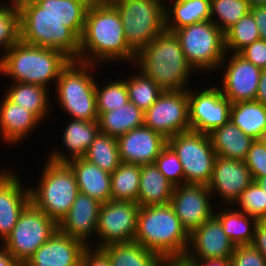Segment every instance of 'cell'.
<instances>
[{"mask_svg":"<svg viewBox=\"0 0 266 266\" xmlns=\"http://www.w3.org/2000/svg\"><path fill=\"white\" fill-rule=\"evenodd\" d=\"M76 60L100 64L98 67L116 61L133 66L136 53L125 40L120 15L112 4L90 3Z\"/></svg>","mask_w":266,"mask_h":266,"instance_id":"cell-1","label":"cell"},{"mask_svg":"<svg viewBox=\"0 0 266 266\" xmlns=\"http://www.w3.org/2000/svg\"><path fill=\"white\" fill-rule=\"evenodd\" d=\"M163 90H186L196 72L187 62L180 42L165 30L136 54L133 64Z\"/></svg>","mask_w":266,"mask_h":266,"instance_id":"cell-2","label":"cell"},{"mask_svg":"<svg viewBox=\"0 0 266 266\" xmlns=\"http://www.w3.org/2000/svg\"><path fill=\"white\" fill-rule=\"evenodd\" d=\"M134 242L159 255L163 260L183 259L189 233L170 204L140 207Z\"/></svg>","mask_w":266,"mask_h":266,"instance_id":"cell-3","label":"cell"},{"mask_svg":"<svg viewBox=\"0 0 266 266\" xmlns=\"http://www.w3.org/2000/svg\"><path fill=\"white\" fill-rule=\"evenodd\" d=\"M70 60L59 50L29 45L20 40L0 56V75L13 82L50 89L48 85H56L61 70Z\"/></svg>","mask_w":266,"mask_h":266,"instance_id":"cell-4","label":"cell"},{"mask_svg":"<svg viewBox=\"0 0 266 266\" xmlns=\"http://www.w3.org/2000/svg\"><path fill=\"white\" fill-rule=\"evenodd\" d=\"M98 64L70 60L61 70L56 85V103L72 119L98 121L96 104V72ZM95 79V80H94Z\"/></svg>","mask_w":266,"mask_h":266,"instance_id":"cell-5","label":"cell"},{"mask_svg":"<svg viewBox=\"0 0 266 266\" xmlns=\"http://www.w3.org/2000/svg\"><path fill=\"white\" fill-rule=\"evenodd\" d=\"M20 40L26 44L63 52L71 60L79 56L80 38L54 16L43 13L34 0H21Z\"/></svg>","mask_w":266,"mask_h":266,"instance_id":"cell-6","label":"cell"},{"mask_svg":"<svg viewBox=\"0 0 266 266\" xmlns=\"http://www.w3.org/2000/svg\"><path fill=\"white\" fill-rule=\"evenodd\" d=\"M44 165L38 184L29 186L30 203L59 224L79 193L76 176L67 162Z\"/></svg>","mask_w":266,"mask_h":266,"instance_id":"cell-7","label":"cell"},{"mask_svg":"<svg viewBox=\"0 0 266 266\" xmlns=\"http://www.w3.org/2000/svg\"><path fill=\"white\" fill-rule=\"evenodd\" d=\"M178 38L187 62L195 71H219V66L226 55L225 36L211 20H204L179 28L167 30Z\"/></svg>","mask_w":266,"mask_h":266,"instance_id":"cell-8","label":"cell"},{"mask_svg":"<svg viewBox=\"0 0 266 266\" xmlns=\"http://www.w3.org/2000/svg\"><path fill=\"white\" fill-rule=\"evenodd\" d=\"M165 0H118L117 9L128 46L137 54L165 28Z\"/></svg>","mask_w":266,"mask_h":266,"instance_id":"cell-9","label":"cell"},{"mask_svg":"<svg viewBox=\"0 0 266 266\" xmlns=\"http://www.w3.org/2000/svg\"><path fill=\"white\" fill-rule=\"evenodd\" d=\"M177 154L184 173V184H208L216 158L208 134L195 131L178 133L167 140Z\"/></svg>","mask_w":266,"mask_h":266,"instance_id":"cell-10","label":"cell"},{"mask_svg":"<svg viewBox=\"0 0 266 266\" xmlns=\"http://www.w3.org/2000/svg\"><path fill=\"white\" fill-rule=\"evenodd\" d=\"M57 230L58 224L30 203L1 245L23 266Z\"/></svg>","mask_w":266,"mask_h":266,"instance_id":"cell-11","label":"cell"},{"mask_svg":"<svg viewBox=\"0 0 266 266\" xmlns=\"http://www.w3.org/2000/svg\"><path fill=\"white\" fill-rule=\"evenodd\" d=\"M144 125L167 140L191 130L188 110V89L164 90L144 112Z\"/></svg>","mask_w":266,"mask_h":266,"instance_id":"cell-12","label":"cell"},{"mask_svg":"<svg viewBox=\"0 0 266 266\" xmlns=\"http://www.w3.org/2000/svg\"><path fill=\"white\" fill-rule=\"evenodd\" d=\"M139 204L132 201L109 200L102 203L99 212L96 242L90 247L102 248L114 243L132 242L137 231Z\"/></svg>","mask_w":266,"mask_h":266,"instance_id":"cell-13","label":"cell"},{"mask_svg":"<svg viewBox=\"0 0 266 266\" xmlns=\"http://www.w3.org/2000/svg\"><path fill=\"white\" fill-rule=\"evenodd\" d=\"M230 100L222 95L218 86L188 88V110L191 131L210 134L230 119Z\"/></svg>","mask_w":266,"mask_h":266,"instance_id":"cell-14","label":"cell"},{"mask_svg":"<svg viewBox=\"0 0 266 266\" xmlns=\"http://www.w3.org/2000/svg\"><path fill=\"white\" fill-rule=\"evenodd\" d=\"M230 55V56H229ZM223 70L222 81L217 85L222 95L231 103L253 101L256 98L262 69L245 60L238 53L224 56L219 70Z\"/></svg>","mask_w":266,"mask_h":266,"instance_id":"cell-15","label":"cell"},{"mask_svg":"<svg viewBox=\"0 0 266 266\" xmlns=\"http://www.w3.org/2000/svg\"><path fill=\"white\" fill-rule=\"evenodd\" d=\"M212 193L205 184L174 186L170 206L190 234L214 216Z\"/></svg>","mask_w":266,"mask_h":266,"instance_id":"cell-16","label":"cell"},{"mask_svg":"<svg viewBox=\"0 0 266 266\" xmlns=\"http://www.w3.org/2000/svg\"><path fill=\"white\" fill-rule=\"evenodd\" d=\"M234 250L235 246L222 224L213 216L189 234V245L183 259L186 262L230 259Z\"/></svg>","mask_w":266,"mask_h":266,"instance_id":"cell-17","label":"cell"},{"mask_svg":"<svg viewBox=\"0 0 266 266\" xmlns=\"http://www.w3.org/2000/svg\"><path fill=\"white\" fill-rule=\"evenodd\" d=\"M253 181L244 161L216 156L208 188L225 205H232Z\"/></svg>","mask_w":266,"mask_h":266,"instance_id":"cell-18","label":"cell"},{"mask_svg":"<svg viewBox=\"0 0 266 266\" xmlns=\"http://www.w3.org/2000/svg\"><path fill=\"white\" fill-rule=\"evenodd\" d=\"M8 169V170H7ZM0 170V242L12 232L20 214L30 204L29 187L9 168ZM25 187V189H24Z\"/></svg>","mask_w":266,"mask_h":266,"instance_id":"cell-19","label":"cell"},{"mask_svg":"<svg viewBox=\"0 0 266 266\" xmlns=\"http://www.w3.org/2000/svg\"><path fill=\"white\" fill-rule=\"evenodd\" d=\"M121 163L146 165L155 163L167 139L145 125L117 137Z\"/></svg>","mask_w":266,"mask_h":266,"instance_id":"cell-20","label":"cell"},{"mask_svg":"<svg viewBox=\"0 0 266 266\" xmlns=\"http://www.w3.org/2000/svg\"><path fill=\"white\" fill-rule=\"evenodd\" d=\"M87 247L81 240L57 230L23 266H81L82 255Z\"/></svg>","mask_w":266,"mask_h":266,"instance_id":"cell-21","label":"cell"},{"mask_svg":"<svg viewBox=\"0 0 266 266\" xmlns=\"http://www.w3.org/2000/svg\"><path fill=\"white\" fill-rule=\"evenodd\" d=\"M101 205L95 198L79 192L69 212L58 224V230L90 246L89 238L97 232Z\"/></svg>","mask_w":266,"mask_h":266,"instance_id":"cell-22","label":"cell"},{"mask_svg":"<svg viewBox=\"0 0 266 266\" xmlns=\"http://www.w3.org/2000/svg\"><path fill=\"white\" fill-rule=\"evenodd\" d=\"M0 100V137L4 144L18 145L43 124L32 112L11 102L6 96ZM31 132V133H30ZM25 138V139H24Z\"/></svg>","mask_w":266,"mask_h":266,"instance_id":"cell-23","label":"cell"},{"mask_svg":"<svg viewBox=\"0 0 266 266\" xmlns=\"http://www.w3.org/2000/svg\"><path fill=\"white\" fill-rule=\"evenodd\" d=\"M71 119L64 127L62 133V145L66 148V153L63 148H56L48 153L47 159L54 162H68L73 158L83 157L91 145L95 137L100 132L98 121H85L78 119ZM61 150V151H60ZM68 152V154H67ZM70 154V155H69ZM69 155V156H68Z\"/></svg>","mask_w":266,"mask_h":266,"instance_id":"cell-24","label":"cell"},{"mask_svg":"<svg viewBox=\"0 0 266 266\" xmlns=\"http://www.w3.org/2000/svg\"><path fill=\"white\" fill-rule=\"evenodd\" d=\"M75 173L79 192L105 203L111 200V173L83 157L67 162Z\"/></svg>","mask_w":266,"mask_h":266,"instance_id":"cell-25","label":"cell"},{"mask_svg":"<svg viewBox=\"0 0 266 266\" xmlns=\"http://www.w3.org/2000/svg\"><path fill=\"white\" fill-rule=\"evenodd\" d=\"M174 185L153 164L140 166L138 204L140 207L170 203Z\"/></svg>","mask_w":266,"mask_h":266,"instance_id":"cell-26","label":"cell"},{"mask_svg":"<svg viewBox=\"0 0 266 266\" xmlns=\"http://www.w3.org/2000/svg\"><path fill=\"white\" fill-rule=\"evenodd\" d=\"M217 156L245 161L253 138L245 135L230 120L208 134Z\"/></svg>","mask_w":266,"mask_h":266,"instance_id":"cell-27","label":"cell"},{"mask_svg":"<svg viewBox=\"0 0 266 266\" xmlns=\"http://www.w3.org/2000/svg\"><path fill=\"white\" fill-rule=\"evenodd\" d=\"M5 96L18 106H22L25 110L32 112L42 123L49 117L52 110L49 100V91L43 86L36 84H27L20 82H12L6 87ZM47 116V117H46Z\"/></svg>","mask_w":266,"mask_h":266,"instance_id":"cell-28","label":"cell"},{"mask_svg":"<svg viewBox=\"0 0 266 266\" xmlns=\"http://www.w3.org/2000/svg\"><path fill=\"white\" fill-rule=\"evenodd\" d=\"M167 1V0H166ZM165 4V28L177 30L204 20H210V0H170Z\"/></svg>","mask_w":266,"mask_h":266,"instance_id":"cell-29","label":"cell"},{"mask_svg":"<svg viewBox=\"0 0 266 266\" xmlns=\"http://www.w3.org/2000/svg\"><path fill=\"white\" fill-rule=\"evenodd\" d=\"M48 16H54L81 38L89 0H34Z\"/></svg>","mask_w":266,"mask_h":266,"instance_id":"cell-30","label":"cell"},{"mask_svg":"<svg viewBox=\"0 0 266 266\" xmlns=\"http://www.w3.org/2000/svg\"><path fill=\"white\" fill-rule=\"evenodd\" d=\"M223 206L222 210L221 207L216 208L219 212L215 211L214 216L220 221L234 246L252 244L258 220L242 211H236L232 205Z\"/></svg>","mask_w":266,"mask_h":266,"instance_id":"cell-31","label":"cell"},{"mask_svg":"<svg viewBox=\"0 0 266 266\" xmlns=\"http://www.w3.org/2000/svg\"><path fill=\"white\" fill-rule=\"evenodd\" d=\"M229 120L245 135L261 139L266 130V105L255 100L232 103Z\"/></svg>","mask_w":266,"mask_h":266,"instance_id":"cell-32","label":"cell"},{"mask_svg":"<svg viewBox=\"0 0 266 266\" xmlns=\"http://www.w3.org/2000/svg\"><path fill=\"white\" fill-rule=\"evenodd\" d=\"M111 266H161L163 259L140 243H114L100 248Z\"/></svg>","mask_w":266,"mask_h":266,"instance_id":"cell-33","label":"cell"},{"mask_svg":"<svg viewBox=\"0 0 266 266\" xmlns=\"http://www.w3.org/2000/svg\"><path fill=\"white\" fill-rule=\"evenodd\" d=\"M98 124L100 132L117 138L134 128L143 126L144 112L129 101L122 107L101 113Z\"/></svg>","mask_w":266,"mask_h":266,"instance_id":"cell-34","label":"cell"},{"mask_svg":"<svg viewBox=\"0 0 266 266\" xmlns=\"http://www.w3.org/2000/svg\"><path fill=\"white\" fill-rule=\"evenodd\" d=\"M83 158L102 170L113 173L121 164L117 138L99 132Z\"/></svg>","mask_w":266,"mask_h":266,"instance_id":"cell-35","label":"cell"},{"mask_svg":"<svg viewBox=\"0 0 266 266\" xmlns=\"http://www.w3.org/2000/svg\"><path fill=\"white\" fill-rule=\"evenodd\" d=\"M140 165L121 163L111 173V200L138 202Z\"/></svg>","mask_w":266,"mask_h":266,"instance_id":"cell-36","label":"cell"},{"mask_svg":"<svg viewBox=\"0 0 266 266\" xmlns=\"http://www.w3.org/2000/svg\"><path fill=\"white\" fill-rule=\"evenodd\" d=\"M137 73L125 78L129 101L143 112L148 110L164 91L151 78L137 69Z\"/></svg>","mask_w":266,"mask_h":266,"instance_id":"cell-37","label":"cell"},{"mask_svg":"<svg viewBox=\"0 0 266 266\" xmlns=\"http://www.w3.org/2000/svg\"><path fill=\"white\" fill-rule=\"evenodd\" d=\"M247 0H210V20L223 32L250 13Z\"/></svg>","mask_w":266,"mask_h":266,"instance_id":"cell-38","label":"cell"},{"mask_svg":"<svg viewBox=\"0 0 266 266\" xmlns=\"http://www.w3.org/2000/svg\"><path fill=\"white\" fill-rule=\"evenodd\" d=\"M224 36L225 49L228 53H238L245 46L260 39L258 27L251 13L228 28Z\"/></svg>","mask_w":266,"mask_h":266,"instance_id":"cell-39","label":"cell"},{"mask_svg":"<svg viewBox=\"0 0 266 266\" xmlns=\"http://www.w3.org/2000/svg\"><path fill=\"white\" fill-rule=\"evenodd\" d=\"M98 84L96 81L95 94L98 115L122 107L129 102L125 79H111V81L104 82L103 87Z\"/></svg>","mask_w":266,"mask_h":266,"instance_id":"cell-40","label":"cell"},{"mask_svg":"<svg viewBox=\"0 0 266 266\" xmlns=\"http://www.w3.org/2000/svg\"><path fill=\"white\" fill-rule=\"evenodd\" d=\"M20 41V10L17 4L0 3V52L2 56Z\"/></svg>","mask_w":266,"mask_h":266,"instance_id":"cell-41","label":"cell"},{"mask_svg":"<svg viewBox=\"0 0 266 266\" xmlns=\"http://www.w3.org/2000/svg\"><path fill=\"white\" fill-rule=\"evenodd\" d=\"M232 206L257 220L266 219V196L255 181L239 195Z\"/></svg>","mask_w":266,"mask_h":266,"instance_id":"cell-42","label":"cell"},{"mask_svg":"<svg viewBox=\"0 0 266 266\" xmlns=\"http://www.w3.org/2000/svg\"><path fill=\"white\" fill-rule=\"evenodd\" d=\"M154 164L174 186L184 184L182 164L177 154L168 144L162 149Z\"/></svg>","mask_w":266,"mask_h":266,"instance_id":"cell-43","label":"cell"},{"mask_svg":"<svg viewBox=\"0 0 266 266\" xmlns=\"http://www.w3.org/2000/svg\"><path fill=\"white\" fill-rule=\"evenodd\" d=\"M244 162L253 181L266 176V144L261 139L252 142Z\"/></svg>","mask_w":266,"mask_h":266,"instance_id":"cell-44","label":"cell"},{"mask_svg":"<svg viewBox=\"0 0 266 266\" xmlns=\"http://www.w3.org/2000/svg\"><path fill=\"white\" fill-rule=\"evenodd\" d=\"M231 266H266V259L252 245H239L230 257Z\"/></svg>","mask_w":266,"mask_h":266,"instance_id":"cell-45","label":"cell"},{"mask_svg":"<svg viewBox=\"0 0 266 266\" xmlns=\"http://www.w3.org/2000/svg\"><path fill=\"white\" fill-rule=\"evenodd\" d=\"M238 54L255 66L266 69V41L262 39L254 41L240 50Z\"/></svg>","mask_w":266,"mask_h":266,"instance_id":"cell-46","label":"cell"},{"mask_svg":"<svg viewBox=\"0 0 266 266\" xmlns=\"http://www.w3.org/2000/svg\"><path fill=\"white\" fill-rule=\"evenodd\" d=\"M81 266H111V262L101 249L88 246L83 252Z\"/></svg>","mask_w":266,"mask_h":266,"instance_id":"cell-47","label":"cell"},{"mask_svg":"<svg viewBox=\"0 0 266 266\" xmlns=\"http://www.w3.org/2000/svg\"><path fill=\"white\" fill-rule=\"evenodd\" d=\"M252 245L266 259V219L258 220L257 225L255 227V233Z\"/></svg>","mask_w":266,"mask_h":266,"instance_id":"cell-48","label":"cell"},{"mask_svg":"<svg viewBox=\"0 0 266 266\" xmlns=\"http://www.w3.org/2000/svg\"><path fill=\"white\" fill-rule=\"evenodd\" d=\"M250 13L258 27L260 39L266 41V5L253 6Z\"/></svg>","mask_w":266,"mask_h":266,"instance_id":"cell-49","label":"cell"},{"mask_svg":"<svg viewBox=\"0 0 266 266\" xmlns=\"http://www.w3.org/2000/svg\"><path fill=\"white\" fill-rule=\"evenodd\" d=\"M255 101L266 105V69H262Z\"/></svg>","mask_w":266,"mask_h":266,"instance_id":"cell-50","label":"cell"},{"mask_svg":"<svg viewBox=\"0 0 266 266\" xmlns=\"http://www.w3.org/2000/svg\"><path fill=\"white\" fill-rule=\"evenodd\" d=\"M0 266H22L0 243Z\"/></svg>","mask_w":266,"mask_h":266,"instance_id":"cell-51","label":"cell"},{"mask_svg":"<svg viewBox=\"0 0 266 266\" xmlns=\"http://www.w3.org/2000/svg\"><path fill=\"white\" fill-rule=\"evenodd\" d=\"M190 266H231L230 259H209L198 262H187Z\"/></svg>","mask_w":266,"mask_h":266,"instance_id":"cell-52","label":"cell"},{"mask_svg":"<svg viewBox=\"0 0 266 266\" xmlns=\"http://www.w3.org/2000/svg\"><path fill=\"white\" fill-rule=\"evenodd\" d=\"M255 182L261 187L266 196V176L259 177L257 180H255Z\"/></svg>","mask_w":266,"mask_h":266,"instance_id":"cell-53","label":"cell"},{"mask_svg":"<svg viewBox=\"0 0 266 266\" xmlns=\"http://www.w3.org/2000/svg\"><path fill=\"white\" fill-rule=\"evenodd\" d=\"M116 1L118 0H89L93 4H113Z\"/></svg>","mask_w":266,"mask_h":266,"instance_id":"cell-54","label":"cell"},{"mask_svg":"<svg viewBox=\"0 0 266 266\" xmlns=\"http://www.w3.org/2000/svg\"><path fill=\"white\" fill-rule=\"evenodd\" d=\"M251 7L257 5H266V0H247Z\"/></svg>","mask_w":266,"mask_h":266,"instance_id":"cell-55","label":"cell"},{"mask_svg":"<svg viewBox=\"0 0 266 266\" xmlns=\"http://www.w3.org/2000/svg\"><path fill=\"white\" fill-rule=\"evenodd\" d=\"M20 1H21V0H8V1H6V2H3V1H2V3L17 4V5H18V3H19Z\"/></svg>","mask_w":266,"mask_h":266,"instance_id":"cell-56","label":"cell"},{"mask_svg":"<svg viewBox=\"0 0 266 266\" xmlns=\"http://www.w3.org/2000/svg\"><path fill=\"white\" fill-rule=\"evenodd\" d=\"M261 140L266 144V130L264 131Z\"/></svg>","mask_w":266,"mask_h":266,"instance_id":"cell-57","label":"cell"}]
</instances>
